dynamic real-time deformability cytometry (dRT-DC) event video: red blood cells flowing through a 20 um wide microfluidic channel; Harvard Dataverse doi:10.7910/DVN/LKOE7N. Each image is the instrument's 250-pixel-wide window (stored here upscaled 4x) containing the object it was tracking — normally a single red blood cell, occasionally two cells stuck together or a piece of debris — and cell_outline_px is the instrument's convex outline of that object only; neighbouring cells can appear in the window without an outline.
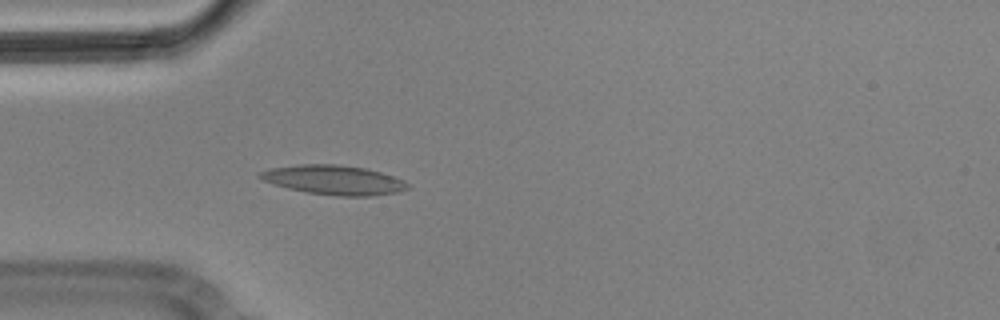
{"species": "Egyptian fruit bat (a non-hibernating species)", "species_latin": "Rousettus aegyptiacus", "temperature_condition": "cold", "stored_images_in_passage": 2, "camera_frame_rate_fps": 3000, "um_per_image_px": 0.085, "animal": {"sex": "male"}, "frame": {"image": 1, "passage_image": 2, "time_ms": 0.333, "image_size_px": [1000, 320], "cell_outline_px": [[408, 188], [400, 192], [368, 196], [340, 196], [308, 192], [288, 188], [264, 180], [256, 176], [260, 172], [272, 168], [300, 164], [336, 164], [364, 168], [380, 172], [404, 180], [408, 184]], "centroid_in_image_um": [28.4, 15.29], "position_along_channel_um": 56.6, "area_um2": 24.97}}